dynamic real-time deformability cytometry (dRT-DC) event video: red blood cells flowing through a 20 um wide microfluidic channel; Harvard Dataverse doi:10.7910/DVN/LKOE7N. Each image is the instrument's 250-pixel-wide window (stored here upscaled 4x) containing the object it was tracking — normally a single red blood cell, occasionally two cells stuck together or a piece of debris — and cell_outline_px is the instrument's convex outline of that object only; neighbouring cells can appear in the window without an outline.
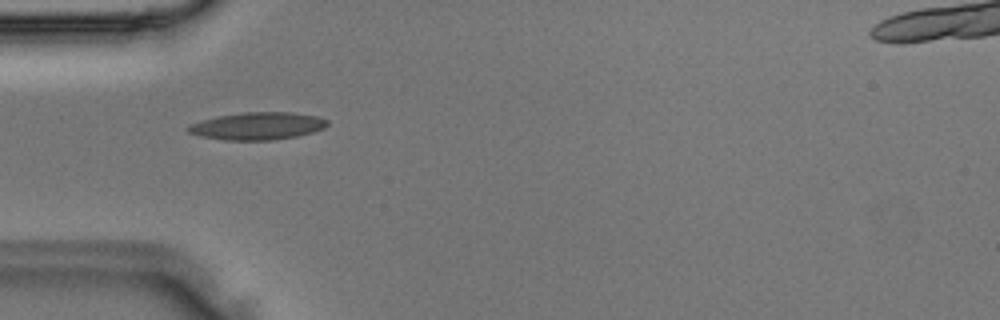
{"species": "Egyptian fruit bat (a non-hibernating species)", "species_latin": "Rousettus aegyptiacus", "temperature_condition": "room temperature", "stored_images_in_passage": 4, "camera_frame_rate_fps": 3000, "um_per_image_px": 0.085, "animal": {"sex": "male"}, "frame": {"image": 1, "passage_image": 4, "time_ms": 1.0, "image_size_px": [1000, 320], "cell_outline_px": [[328, 124], [324, 128], [312, 132], [296, 136], [272, 140], [224, 140], [200, 136], [188, 132], [184, 128], [192, 124], [204, 120], [220, 116], [244, 112], [292, 112], [316, 116], [328, 120]], "centroid_in_image_um": [21.9, 10.71], "position_along_channel_um": 63.1, "area_um2": 22.08}}